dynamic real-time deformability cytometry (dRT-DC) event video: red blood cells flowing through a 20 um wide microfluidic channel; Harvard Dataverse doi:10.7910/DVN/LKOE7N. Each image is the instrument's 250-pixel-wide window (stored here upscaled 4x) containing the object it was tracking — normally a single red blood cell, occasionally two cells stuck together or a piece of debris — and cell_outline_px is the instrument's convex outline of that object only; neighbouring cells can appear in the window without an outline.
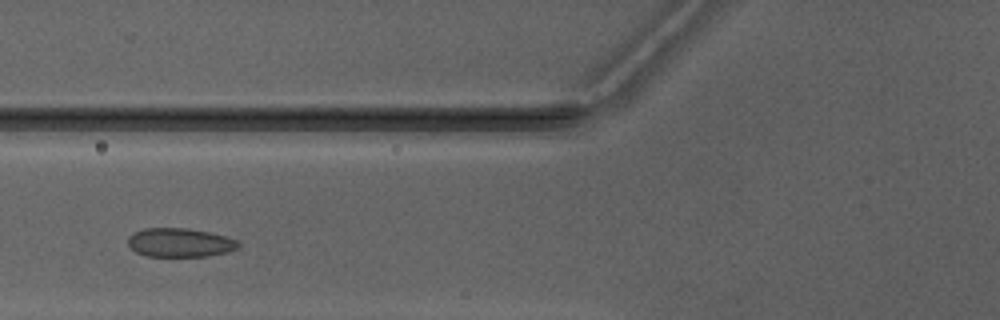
{"species": "Egyptian fruit bat (a non-hibernating species)", "species_latin": "Rousettus aegyptiacus", "temperature_condition": "warm", "stored_images_in_passage": 3, "camera_frame_rate_fps": 3000, "um_per_image_px": 0.085, "animal": {"sex": "male"}, "frame": {"image": 1, "passage_image": 3, "time_ms": 2.333, "image_size_px": [1000, 320], "cell_outline_px": [[240, 248], [208, 256], [148, 256], [136, 252], [128, 244], [128, 236], [132, 232], [144, 228], [188, 228], [212, 232], [240, 240]], "centroid_in_image_um": [15.32, 20.6], "position_along_channel_um": 110.5, "area_um2": 18.79}}